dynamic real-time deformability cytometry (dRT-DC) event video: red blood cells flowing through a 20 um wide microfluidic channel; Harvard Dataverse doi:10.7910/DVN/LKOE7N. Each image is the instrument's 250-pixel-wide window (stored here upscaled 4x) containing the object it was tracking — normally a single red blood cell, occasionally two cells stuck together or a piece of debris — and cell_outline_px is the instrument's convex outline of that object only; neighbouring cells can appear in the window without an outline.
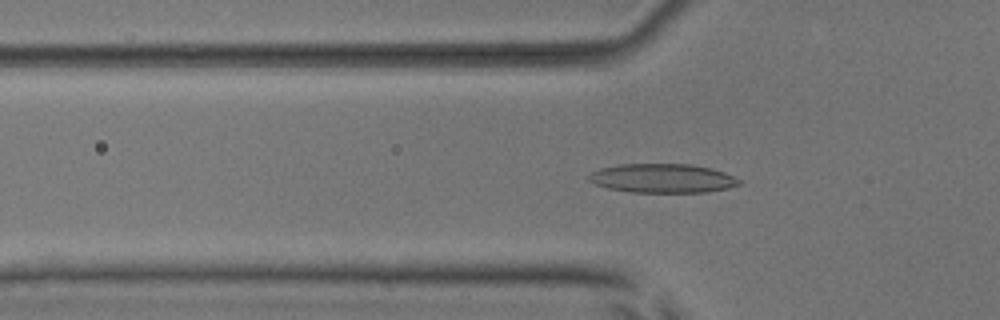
{"species": "common noctule bat (a hibernating species)", "species_latin": "Nyctalus noctula", "temperature_condition": "room temperature", "stored_images_in_passage": 53, "camera_frame_rate_fps": 3000, "um_per_image_px": 0.085, "animal": {"sex": "male", "body_mass_g": 17.9, "forearm_length_mm": 54.2}, "frame": {"image": 1, "passage_image": 18, "time_ms": 5.667, "image_size_px": [1000, 320], "cell_outline_px": [[744, 184], [728, 188], [708, 192], [632, 192], [608, 188], [596, 184], [588, 180], [588, 176], [592, 172], [600, 168], [620, 164], [692, 164], [712, 168], [724, 172], [740, 180]], "centroid_in_image_um": [56.35, 15.15], "position_along_channel_um": 69.5, "area_um2": 25.49}}
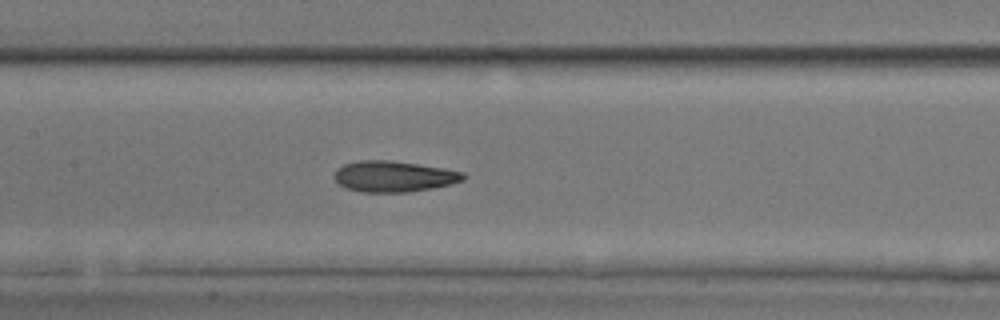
{"frame": {"image": 2, "passage_image": 26, "time_ms": 8.333, "image_size_px": [1000, 320], "cell_outline_px": [[468, 176], [464, 180], [432, 188], [408, 192], [360, 192], [348, 188], [340, 184], [332, 176], [336, 168], [344, 164], [356, 160], [392, 160], [444, 168], [464, 172]], "centroid_in_image_um": [33.46, 14.98], "position_along_channel_um": 173.9, "area_um2": 23.41}}
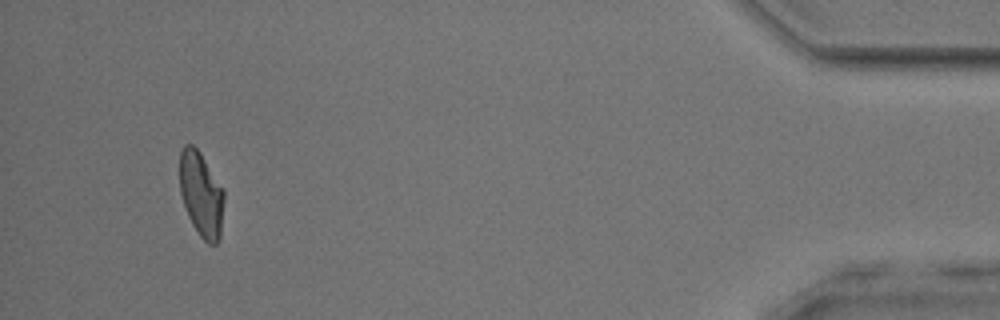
{"frame": {"image": 3, "passage_image": 50, "time_ms": 16.333, "image_size_px": [1000, 320], "cell_outline_px": [[224, 200], [220, 240], [216, 244], [208, 244], [200, 236], [192, 224], [188, 216], [180, 192], [180, 152], [184, 144], [192, 144], [200, 152], [224, 192]], "centroid_in_image_um": [17.1, 16.54], "position_along_channel_um": 418.1, "area_um2": 21.79}, "authors_computed_cell_mechanics": {"area_um2": 23.0044, "velocity_mm_per_s": 3.932, "shape_relaxation_time_tau1_ms": 5.5144, "shape_relaxation_time_tau2_ms": 2.4088, "deformation_change_tau1": 0.1701, "deformation_change_tau2": 0.086}}